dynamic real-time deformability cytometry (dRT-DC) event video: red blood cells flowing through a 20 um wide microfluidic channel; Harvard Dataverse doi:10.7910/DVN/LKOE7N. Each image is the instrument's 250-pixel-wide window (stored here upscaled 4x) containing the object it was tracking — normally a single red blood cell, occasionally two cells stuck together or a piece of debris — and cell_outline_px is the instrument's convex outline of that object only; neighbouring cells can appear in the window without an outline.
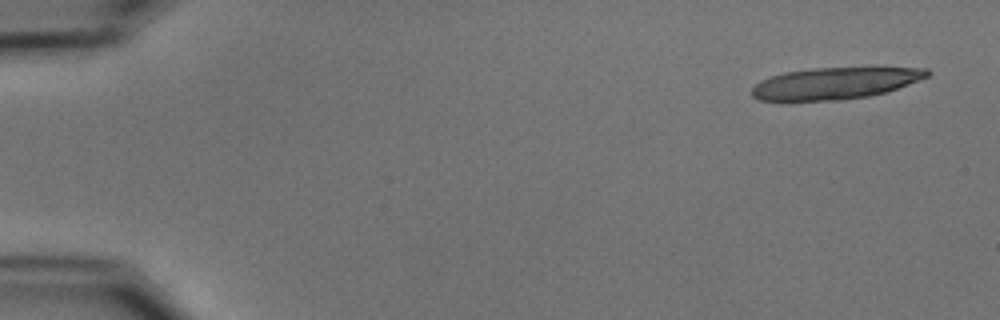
{"species": "common noctule bat (a hibernating species)", "species_latin": "Nyctalus noctula", "temperature_condition": "cold", "stored_images_in_passage": 4, "camera_frame_rate_fps": 3000, "um_per_image_px": 0.085, "animal": {"sex": "male", "body_mass_g": 15.6}, "frame": {"image": 1, "passage_image": 1, "time_ms": 0.0, "image_size_px": [1000, 320], "cell_outline_px": [[932, 72], [928, 76], [888, 92], [868, 96], [840, 100], [760, 100], [752, 96], [752, 88], [760, 80], [784, 72], [812, 68], [928, 68]], "centroid_in_image_um": [70.98, 7.07], "position_along_channel_um": 14.0, "area_um2": 32.08}}